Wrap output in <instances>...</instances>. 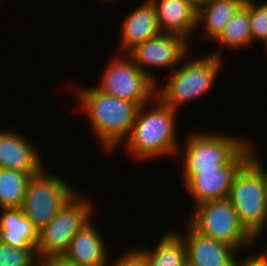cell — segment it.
Instances as JSON below:
<instances>
[{
    "mask_svg": "<svg viewBox=\"0 0 267 266\" xmlns=\"http://www.w3.org/2000/svg\"><path fill=\"white\" fill-rule=\"evenodd\" d=\"M178 112L157 96L140 106L132 130L123 142L127 155L141 163L157 157L178 156L181 145L176 137Z\"/></svg>",
    "mask_w": 267,
    "mask_h": 266,
    "instance_id": "6da1fadb",
    "label": "cell"
},
{
    "mask_svg": "<svg viewBox=\"0 0 267 266\" xmlns=\"http://www.w3.org/2000/svg\"><path fill=\"white\" fill-rule=\"evenodd\" d=\"M81 87L76 88V101H79L80 110L84 111L89 120L100 147L107 153L115 152L128 138L140 106L106 94L95 85Z\"/></svg>",
    "mask_w": 267,
    "mask_h": 266,
    "instance_id": "7a4b0ae2",
    "label": "cell"
},
{
    "mask_svg": "<svg viewBox=\"0 0 267 266\" xmlns=\"http://www.w3.org/2000/svg\"><path fill=\"white\" fill-rule=\"evenodd\" d=\"M187 58V59H186ZM223 59L216 55L205 54L202 57L190 58L188 54L171 72L167 82L161 88L157 85L156 96L174 110L181 105L195 101L207 94L219 77Z\"/></svg>",
    "mask_w": 267,
    "mask_h": 266,
    "instance_id": "3957f363",
    "label": "cell"
},
{
    "mask_svg": "<svg viewBox=\"0 0 267 266\" xmlns=\"http://www.w3.org/2000/svg\"><path fill=\"white\" fill-rule=\"evenodd\" d=\"M183 140H186L184 145L178 148L182 151L178 152L182 155L184 184L200 171L215 170L226 164L249 141L248 138L217 130H195Z\"/></svg>",
    "mask_w": 267,
    "mask_h": 266,
    "instance_id": "277c9868",
    "label": "cell"
},
{
    "mask_svg": "<svg viewBox=\"0 0 267 266\" xmlns=\"http://www.w3.org/2000/svg\"><path fill=\"white\" fill-rule=\"evenodd\" d=\"M82 195L79 190L56 216L39 230L36 253L42 263L50 258L63 256L74 236L93 218L96 210L93 201Z\"/></svg>",
    "mask_w": 267,
    "mask_h": 266,
    "instance_id": "5b68a950",
    "label": "cell"
},
{
    "mask_svg": "<svg viewBox=\"0 0 267 266\" xmlns=\"http://www.w3.org/2000/svg\"><path fill=\"white\" fill-rule=\"evenodd\" d=\"M193 208L185 222L201 235L225 243L239 253L256 243L240 224L237 212L228 199L204 202Z\"/></svg>",
    "mask_w": 267,
    "mask_h": 266,
    "instance_id": "8992f818",
    "label": "cell"
},
{
    "mask_svg": "<svg viewBox=\"0 0 267 266\" xmlns=\"http://www.w3.org/2000/svg\"><path fill=\"white\" fill-rule=\"evenodd\" d=\"M228 200L240 224L256 241L261 239L267 229V200L262 175L249 161L234 176Z\"/></svg>",
    "mask_w": 267,
    "mask_h": 266,
    "instance_id": "52a82bcc",
    "label": "cell"
},
{
    "mask_svg": "<svg viewBox=\"0 0 267 266\" xmlns=\"http://www.w3.org/2000/svg\"><path fill=\"white\" fill-rule=\"evenodd\" d=\"M61 176L43 169L27 185L22 210L33 225L41 230L78 191Z\"/></svg>",
    "mask_w": 267,
    "mask_h": 266,
    "instance_id": "ba28073f",
    "label": "cell"
},
{
    "mask_svg": "<svg viewBox=\"0 0 267 266\" xmlns=\"http://www.w3.org/2000/svg\"><path fill=\"white\" fill-rule=\"evenodd\" d=\"M100 83L102 92L142 106L156 97L157 83L141 71L128 54H116L108 62Z\"/></svg>",
    "mask_w": 267,
    "mask_h": 266,
    "instance_id": "9c48e42d",
    "label": "cell"
},
{
    "mask_svg": "<svg viewBox=\"0 0 267 266\" xmlns=\"http://www.w3.org/2000/svg\"><path fill=\"white\" fill-rule=\"evenodd\" d=\"M249 141L224 165L215 170L200 171L193 175L185 184L187 194L193 199L192 206L228 199L234 176L248 161L254 145Z\"/></svg>",
    "mask_w": 267,
    "mask_h": 266,
    "instance_id": "30bf717a",
    "label": "cell"
},
{
    "mask_svg": "<svg viewBox=\"0 0 267 266\" xmlns=\"http://www.w3.org/2000/svg\"><path fill=\"white\" fill-rule=\"evenodd\" d=\"M189 44L190 42L181 35L161 33L138 44L128 55L141 71L159 85L160 81L157 80L156 74L154 75L151 69L165 70L171 68L172 72L180 65L182 59L191 53L189 47L192 45Z\"/></svg>",
    "mask_w": 267,
    "mask_h": 266,
    "instance_id": "8fae6325",
    "label": "cell"
},
{
    "mask_svg": "<svg viewBox=\"0 0 267 266\" xmlns=\"http://www.w3.org/2000/svg\"><path fill=\"white\" fill-rule=\"evenodd\" d=\"M183 225L185 233H181L180 230L176 232L185 242L187 266H238L237 256H240V253L237 250L225 243L201 235L187 222Z\"/></svg>",
    "mask_w": 267,
    "mask_h": 266,
    "instance_id": "7c38bea8",
    "label": "cell"
},
{
    "mask_svg": "<svg viewBox=\"0 0 267 266\" xmlns=\"http://www.w3.org/2000/svg\"><path fill=\"white\" fill-rule=\"evenodd\" d=\"M18 130L0 129V168L38 174L44 168L43 157L28 138Z\"/></svg>",
    "mask_w": 267,
    "mask_h": 266,
    "instance_id": "4fadbf2b",
    "label": "cell"
},
{
    "mask_svg": "<svg viewBox=\"0 0 267 266\" xmlns=\"http://www.w3.org/2000/svg\"><path fill=\"white\" fill-rule=\"evenodd\" d=\"M123 19L118 48L121 54H128L138 44L162 33L158 26L156 8L151 0H144Z\"/></svg>",
    "mask_w": 267,
    "mask_h": 266,
    "instance_id": "5bb4252c",
    "label": "cell"
},
{
    "mask_svg": "<svg viewBox=\"0 0 267 266\" xmlns=\"http://www.w3.org/2000/svg\"><path fill=\"white\" fill-rule=\"evenodd\" d=\"M93 220L87 222L74 236L63 257L82 266H106L110 261L109 249Z\"/></svg>",
    "mask_w": 267,
    "mask_h": 266,
    "instance_id": "9a60e30c",
    "label": "cell"
},
{
    "mask_svg": "<svg viewBox=\"0 0 267 266\" xmlns=\"http://www.w3.org/2000/svg\"><path fill=\"white\" fill-rule=\"evenodd\" d=\"M156 8L157 21L162 33L183 36L191 42L196 36L197 10L185 0H151Z\"/></svg>",
    "mask_w": 267,
    "mask_h": 266,
    "instance_id": "2e32d148",
    "label": "cell"
},
{
    "mask_svg": "<svg viewBox=\"0 0 267 266\" xmlns=\"http://www.w3.org/2000/svg\"><path fill=\"white\" fill-rule=\"evenodd\" d=\"M0 242L14 248H36L39 230L21 207L0 209Z\"/></svg>",
    "mask_w": 267,
    "mask_h": 266,
    "instance_id": "e0dca14e",
    "label": "cell"
},
{
    "mask_svg": "<svg viewBox=\"0 0 267 266\" xmlns=\"http://www.w3.org/2000/svg\"><path fill=\"white\" fill-rule=\"evenodd\" d=\"M172 230L166 231L152 249L136 247L143 255L147 266H187L185 242L175 230Z\"/></svg>",
    "mask_w": 267,
    "mask_h": 266,
    "instance_id": "ac0fdd59",
    "label": "cell"
},
{
    "mask_svg": "<svg viewBox=\"0 0 267 266\" xmlns=\"http://www.w3.org/2000/svg\"><path fill=\"white\" fill-rule=\"evenodd\" d=\"M244 3L245 0H211L197 11V29L204 28L205 37L213 42Z\"/></svg>",
    "mask_w": 267,
    "mask_h": 266,
    "instance_id": "d6986e66",
    "label": "cell"
},
{
    "mask_svg": "<svg viewBox=\"0 0 267 266\" xmlns=\"http://www.w3.org/2000/svg\"><path fill=\"white\" fill-rule=\"evenodd\" d=\"M220 45V52H211L210 54L221 57V51L226 47L232 51L251 48V31L249 21V0L237 10L233 18L226 24L220 35L213 41Z\"/></svg>",
    "mask_w": 267,
    "mask_h": 266,
    "instance_id": "ffe728a7",
    "label": "cell"
},
{
    "mask_svg": "<svg viewBox=\"0 0 267 266\" xmlns=\"http://www.w3.org/2000/svg\"><path fill=\"white\" fill-rule=\"evenodd\" d=\"M33 175L36 174L0 168V207H22L27 185Z\"/></svg>",
    "mask_w": 267,
    "mask_h": 266,
    "instance_id": "44dd1931",
    "label": "cell"
},
{
    "mask_svg": "<svg viewBox=\"0 0 267 266\" xmlns=\"http://www.w3.org/2000/svg\"><path fill=\"white\" fill-rule=\"evenodd\" d=\"M36 248H14L0 242V266H40Z\"/></svg>",
    "mask_w": 267,
    "mask_h": 266,
    "instance_id": "7402d4cb",
    "label": "cell"
},
{
    "mask_svg": "<svg viewBox=\"0 0 267 266\" xmlns=\"http://www.w3.org/2000/svg\"><path fill=\"white\" fill-rule=\"evenodd\" d=\"M249 0V21L251 31V41L265 43L267 41V0L255 2Z\"/></svg>",
    "mask_w": 267,
    "mask_h": 266,
    "instance_id": "603a6c76",
    "label": "cell"
},
{
    "mask_svg": "<svg viewBox=\"0 0 267 266\" xmlns=\"http://www.w3.org/2000/svg\"><path fill=\"white\" fill-rule=\"evenodd\" d=\"M111 262L108 261L106 266H147L143 255L135 247L121 252V255Z\"/></svg>",
    "mask_w": 267,
    "mask_h": 266,
    "instance_id": "cb8c5ba5",
    "label": "cell"
},
{
    "mask_svg": "<svg viewBox=\"0 0 267 266\" xmlns=\"http://www.w3.org/2000/svg\"><path fill=\"white\" fill-rule=\"evenodd\" d=\"M255 147L252 148L251 153L249 155L248 161L261 173L262 180L265 187V194L267 200V168L265 166V162L261 161L262 159L259 157L258 152H256ZM264 162V163H263Z\"/></svg>",
    "mask_w": 267,
    "mask_h": 266,
    "instance_id": "d4e9b609",
    "label": "cell"
},
{
    "mask_svg": "<svg viewBox=\"0 0 267 266\" xmlns=\"http://www.w3.org/2000/svg\"><path fill=\"white\" fill-rule=\"evenodd\" d=\"M252 252L247 255L248 257L240 258L238 266H267V255L263 251Z\"/></svg>",
    "mask_w": 267,
    "mask_h": 266,
    "instance_id": "484cf974",
    "label": "cell"
},
{
    "mask_svg": "<svg viewBox=\"0 0 267 266\" xmlns=\"http://www.w3.org/2000/svg\"><path fill=\"white\" fill-rule=\"evenodd\" d=\"M45 266H82L80 264L69 261L63 256H56L46 260L43 263Z\"/></svg>",
    "mask_w": 267,
    "mask_h": 266,
    "instance_id": "4316f807",
    "label": "cell"
},
{
    "mask_svg": "<svg viewBox=\"0 0 267 266\" xmlns=\"http://www.w3.org/2000/svg\"><path fill=\"white\" fill-rule=\"evenodd\" d=\"M190 4L195 10H200L202 7L207 5L211 0H185Z\"/></svg>",
    "mask_w": 267,
    "mask_h": 266,
    "instance_id": "83f0119b",
    "label": "cell"
},
{
    "mask_svg": "<svg viewBox=\"0 0 267 266\" xmlns=\"http://www.w3.org/2000/svg\"><path fill=\"white\" fill-rule=\"evenodd\" d=\"M265 46V47H264ZM263 48L265 49L264 51L266 52L267 54V41L265 43H263ZM267 57V56H266Z\"/></svg>",
    "mask_w": 267,
    "mask_h": 266,
    "instance_id": "f1b7e54d",
    "label": "cell"
},
{
    "mask_svg": "<svg viewBox=\"0 0 267 266\" xmlns=\"http://www.w3.org/2000/svg\"><path fill=\"white\" fill-rule=\"evenodd\" d=\"M266 242H267V240H266ZM264 247L265 248H263V252L267 255V243H266V245L264 244Z\"/></svg>",
    "mask_w": 267,
    "mask_h": 266,
    "instance_id": "f546056e",
    "label": "cell"
},
{
    "mask_svg": "<svg viewBox=\"0 0 267 266\" xmlns=\"http://www.w3.org/2000/svg\"><path fill=\"white\" fill-rule=\"evenodd\" d=\"M103 1H104V2H109V3L112 2V3H113V2L118 1V0H115V1H114V0H102V2H103Z\"/></svg>",
    "mask_w": 267,
    "mask_h": 266,
    "instance_id": "4dcf8cb0",
    "label": "cell"
}]
</instances>
